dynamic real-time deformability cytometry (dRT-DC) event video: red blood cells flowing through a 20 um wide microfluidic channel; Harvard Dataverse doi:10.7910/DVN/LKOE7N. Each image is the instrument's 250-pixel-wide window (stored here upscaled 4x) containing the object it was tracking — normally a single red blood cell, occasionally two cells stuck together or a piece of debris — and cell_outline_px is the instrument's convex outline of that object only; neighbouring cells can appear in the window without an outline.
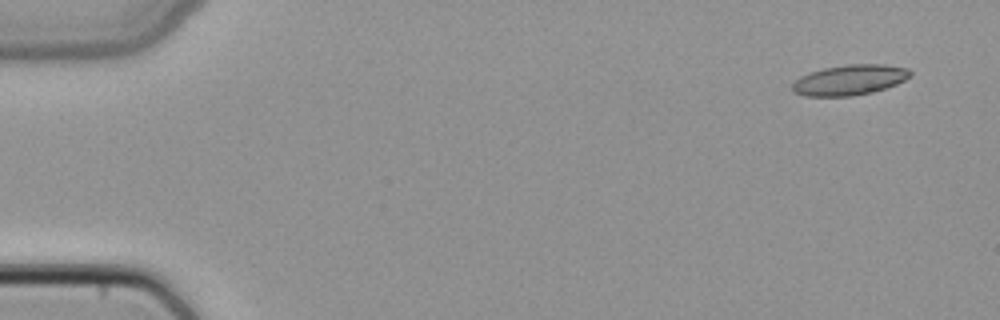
{"species": "common noctule bat (a hibernating species)", "species_latin": "Nyctalus noctula", "temperature_condition": "cold", "stored_images_in_passage": 4, "camera_frame_rate_fps": 3000, "um_per_image_px": 0.085, "animal": {"sex": "female", "body_mass_g": 22.7, "forearm_length_mm": 54.2}, "frame": {"image": 1, "passage_image": 1, "time_ms": 0.0, "image_size_px": [1000, 320], "cell_outline_px": [[912, 76], [896, 84], [872, 92], [852, 96], [804, 96], [792, 92], [792, 84], [800, 76], [824, 68], [848, 64], [884, 64], [908, 68], [912, 72]], "centroid_in_image_um": [72.22, 6.79], "position_along_channel_um": 12.8, "area_um2": 20.87}}
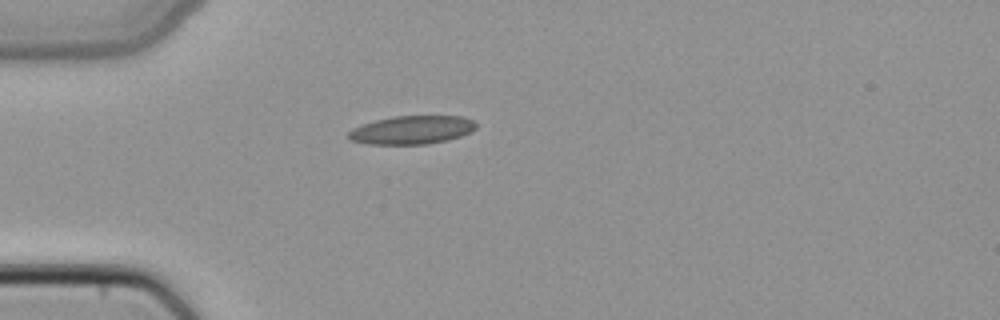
{"frame": {"image": 2, "passage_image": 4, "time_ms": 1.0, "image_size_px": [1000, 320], "cell_outline_px": [[476, 128], [472, 132], [448, 140], [428, 144], [368, 144], [352, 140], [348, 136], [348, 132], [352, 128], [376, 120], [392, 116], [460, 116], [472, 120], [476, 124]], "centroid_in_image_um": [35.03, 11.04], "position_along_channel_um": 50.0, "area_um2": 21.04}}